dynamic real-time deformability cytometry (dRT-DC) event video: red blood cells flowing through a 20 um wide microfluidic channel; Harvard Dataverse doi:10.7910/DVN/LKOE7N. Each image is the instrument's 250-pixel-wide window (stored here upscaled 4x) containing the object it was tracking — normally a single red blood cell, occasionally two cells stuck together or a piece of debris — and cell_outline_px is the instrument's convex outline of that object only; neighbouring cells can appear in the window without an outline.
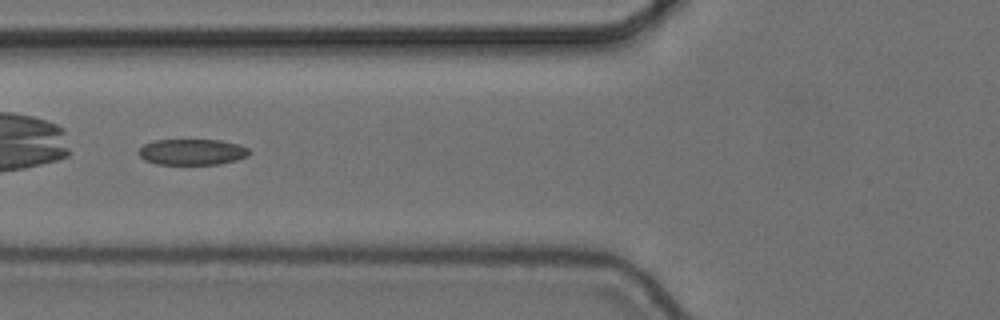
{"species": "common noctule bat (a hibernating species)", "species_latin": "Nyctalus noctula", "temperature_condition": "cold", "stored_images_in_passage": 7, "camera_frame_rate_fps": 3000, "um_per_image_px": 0.085, "animal": {"sex": "female", "body_mass_g": 24.6, "forearm_length_mm": 56.2}, "frame": {"image": 1, "passage_image": 6, "time_ms": 1.667, "image_size_px": [1000, 320], "cell_outline_px": [[252, 152], [248, 156], [236, 160], [220, 164], [156, 164], [144, 160], [136, 152], [144, 144], [156, 140], [220, 140], [240, 144], [248, 148]], "centroid_in_image_um": [16.35, 12.92], "position_along_channel_um": 109.5, "area_um2": 16.88}}
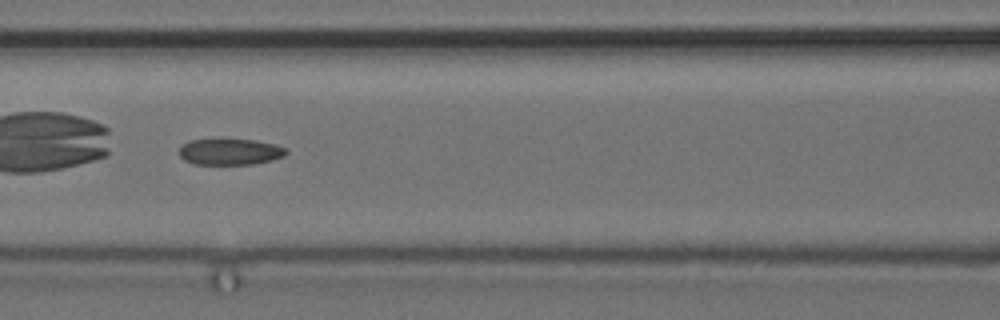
{"frame": {"image": 2, "passage_image": 7, "time_ms": 2.0, "image_size_px": [1000, 320], "cell_outline_px": [[288, 152], [284, 156], [272, 160], [256, 164], [196, 164], [184, 160], [180, 156], [180, 148], [184, 144], [192, 140], [256, 140], [276, 144], [288, 148]], "centroid_in_image_um": [19.63, 12.91], "position_along_channel_um": 147.0, "area_um2": 16.24}}